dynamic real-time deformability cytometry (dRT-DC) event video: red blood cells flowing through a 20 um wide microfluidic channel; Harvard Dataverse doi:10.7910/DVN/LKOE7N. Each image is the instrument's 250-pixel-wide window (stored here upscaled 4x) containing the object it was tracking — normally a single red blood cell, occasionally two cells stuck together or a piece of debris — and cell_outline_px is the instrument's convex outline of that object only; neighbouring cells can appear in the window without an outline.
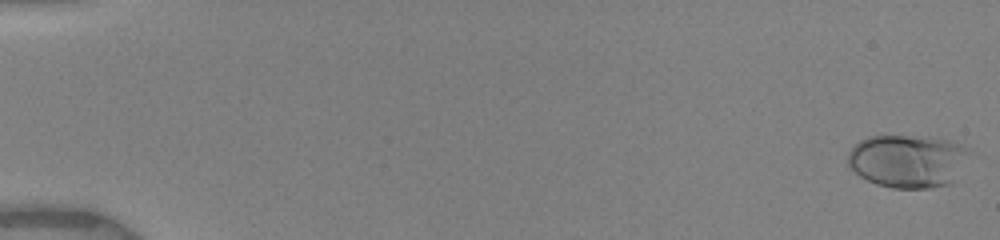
{"species": "human", "species_latin": "Homo sapiens", "temperature_condition": "warm", "stored_images_in_passage": 9, "camera_frame_rate_fps": 3000, "um_per_image_px": 0.085, "donor": {"sex": "female"}, "frame": {"image": 1, "passage_image": 1, "time_ms": 0.0, "image_size_px": [1000, 240], "cell_outline_px": [[972, 152], [952, 184], [928, 188], [892, 188], [876, 184], [860, 176], [848, 168], [848, 152], [860, 140], [868, 136], [904, 136], [948, 140], [960, 144], [968, 148]], "centroid_in_image_um": [77.16, 13.7], "position_along_channel_um": 7.8, "area_um2": 37.69}}
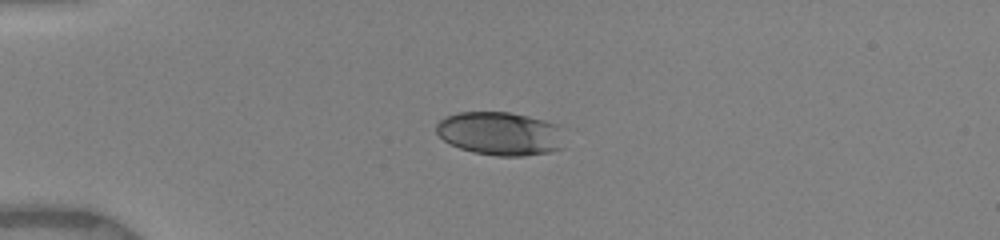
{"frame": {"image": 2, "passage_image": 6, "time_ms": 4.333, "image_size_px": [1000, 240], "cell_outline_px": [[564, 148], [548, 152], [524, 156], [496, 156], [472, 152], [460, 148], [444, 140], [436, 132], [436, 124], [444, 116], [460, 112], [508, 112], [528, 116], [560, 124]], "centroid_in_image_um": [42.53, 11.35], "position_along_channel_um": 42.5, "area_um2": 32.71}}
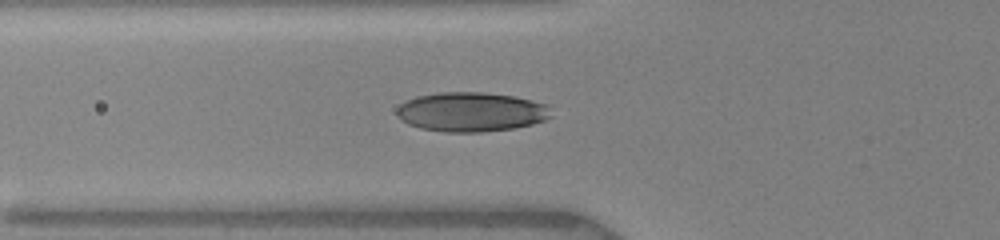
{"frame": {"image": 3, "passage_image": 9, "time_ms": 6.333, "image_size_px": [1000, 240], "cell_outline_px": [[552, 116], [544, 120], [532, 124], [516, 128], [480, 132], [444, 132], [420, 128], [408, 124], [400, 120], [396, 116], [396, 108], [400, 104], [416, 96], [440, 92], [484, 92], [512, 96], [544, 104], [548, 108]], "centroid_in_image_um": [39.99, 9.52], "position_along_channel_um": 85.8, "area_um2": 35.43}}